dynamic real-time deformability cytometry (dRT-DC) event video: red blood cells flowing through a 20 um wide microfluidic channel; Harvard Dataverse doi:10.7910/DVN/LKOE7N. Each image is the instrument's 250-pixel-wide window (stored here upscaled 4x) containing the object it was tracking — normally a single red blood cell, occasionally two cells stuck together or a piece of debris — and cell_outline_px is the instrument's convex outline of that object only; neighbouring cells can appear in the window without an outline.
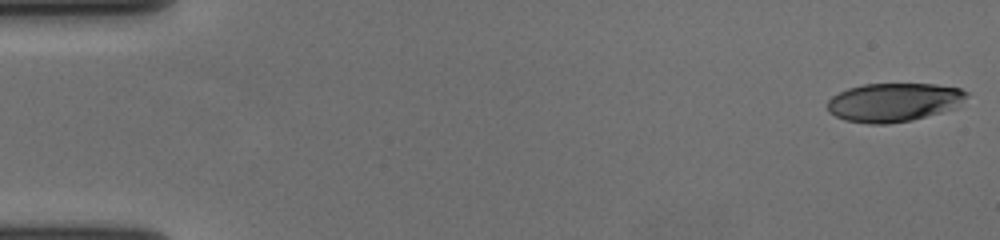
{"species": "human", "species_latin": "Homo sapiens", "temperature_condition": "cold", "stored_images_in_passage": 57, "camera_frame_rate_fps": 3000, "um_per_image_px": 0.085, "donor": {"sex": "female"}, "frame": {"image": 1, "passage_image": 1, "time_ms": 0.0, "image_size_px": [1000, 240], "cell_outline_px": [[968, 96], [952, 108], [940, 112], [912, 120], [888, 124], [868, 124], [844, 120], [828, 112], [828, 100], [832, 96], [848, 88], [864, 84], [936, 84], [960, 88], [968, 92]], "centroid_in_image_um": [75.94, 8.69], "position_along_channel_um": 9.1, "area_um2": 31.21}}
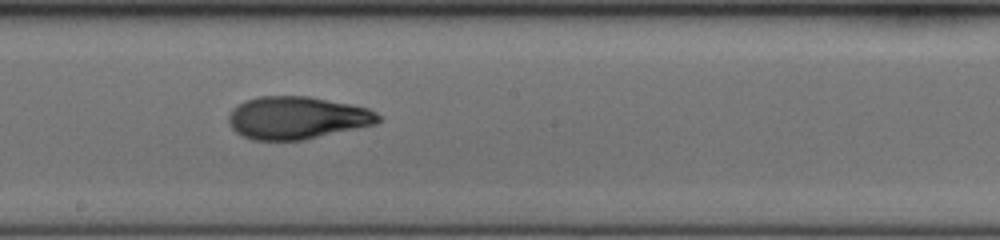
{"frame": {"image": 2, "passage_image": 32, "time_ms": 10.333, "image_size_px": [1000, 240], "cell_outline_px": [[380, 120], [376, 124], [304, 140], [252, 140], [240, 136], [228, 124], [228, 116], [232, 108], [236, 104], [244, 100], [260, 96], [308, 96], [352, 104], [368, 108], [376, 112], [380, 116]], "centroid_in_image_um": [25.21, 10.01], "position_along_channel_um": 223.0, "area_um2": 37.51}}
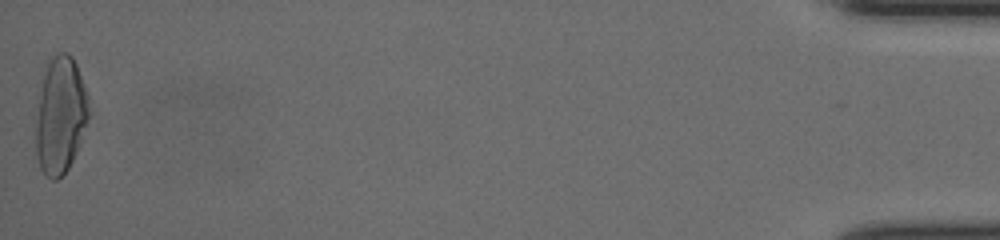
{"frame": {"image": 3, "passage_image": 57, "time_ms": 18.667, "image_size_px": [1000, 240], "cell_outline_px": [[88, 120], [76, 152], [68, 168], [56, 180], [52, 180], [44, 176], [40, 168], [36, 156], [36, 124], [40, 92], [48, 56], [60, 52], [68, 52], [72, 56], [76, 64], [84, 84], [88, 96]], "centroid_in_image_um": [5.12, 9.78], "position_along_channel_um": 430.1, "area_um2": 36.01}, "authors_computed_cell_mechanics": {"area_um2": 35.6626, "velocity_mm_per_s": 3.6611, "shape_relaxation_time_tau1_ms": 6.1053, "shape_relaxation_time_tau2_ms": 2.3407, "deformation_change_tau1": 0.2251, "deformation_change_tau2": 0.0892}}